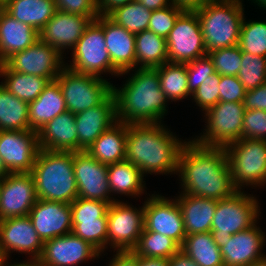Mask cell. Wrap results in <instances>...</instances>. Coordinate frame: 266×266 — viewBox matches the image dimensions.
<instances>
[{"label":"cell","instance_id":"1","mask_svg":"<svg viewBox=\"0 0 266 266\" xmlns=\"http://www.w3.org/2000/svg\"><path fill=\"white\" fill-rule=\"evenodd\" d=\"M188 140L178 156L176 174L181 178V193L218 201L231 197L237 190L225 149Z\"/></svg>","mask_w":266,"mask_h":266},{"label":"cell","instance_id":"2","mask_svg":"<svg viewBox=\"0 0 266 266\" xmlns=\"http://www.w3.org/2000/svg\"><path fill=\"white\" fill-rule=\"evenodd\" d=\"M168 130L162 123L127 124L126 160L145 176L176 174L186 141Z\"/></svg>","mask_w":266,"mask_h":266},{"label":"cell","instance_id":"3","mask_svg":"<svg viewBox=\"0 0 266 266\" xmlns=\"http://www.w3.org/2000/svg\"><path fill=\"white\" fill-rule=\"evenodd\" d=\"M112 92L118 122L161 123L168 112L169 100L161 90L157 68H136L122 87L112 85Z\"/></svg>","mask_w":266,"mask_h":266},{"label":"cell","instance_id":"4","mask_svg":"<svg viewBox=\"0 0 266 266\" xmlns=\"http://www.w3.org/2000/svg\"><path fill=\"white\" fill-rule=\"evenodd\" d=\"M74 152L39 150L31 174L38 199L71 204L78 198Z\"/></svg>","mask_w":266,"mask_h":266},{"label":"cell","instance_id":"5","mask_svg":"<svg viewBox=\"0 0 266 266\" xmlns=\"http://www.w3.org/2000/svg\"><path fill=\"white\" fill-rule=\"evenodd\" d=\"M243 0H211L196 10L207 54L238 45L244 20Z\"/></svg>","mask_w":266,"mask_h":266},{"label":"cell","instance_id":"6","mask_svg":"<svg viewBox=\"0 0 266 266\" xmlns=\"http://www.w3.org/2000/svg\"><path fill=\"white\" fill-rule=\"evenodd\" d=\"M259 213L257 198L244 191H236L231 197L217 201L210 230L214 242L221 247L231 235L251 228L260 219Z\"/></svg>","mask_w":266,"mask_h":266},{"label":"cell","instance_id":"7","mask_svg":"<svg viewBox=\"0 0 266 266\" xmlns=\"http://www.w3.org/2000/svg\"><path fill=\"white\" fill-rule=\"evenodd\" d=\"M224 149L237 191L266 184V140L238 139Z\"/></svg>","mask_w":266,"mask_h":266},{"label":"cell","instance_id":"8","mask_svg":"<svg viewBox=\"0 0 266 266\" xmlns=\"http://www.w3.org/2000/svg\"><path fill=\"white\" fill-rule=\"evenodd\" d=\"M71 51L72 61H69L70 65L65 64V67L72 71L100 78L104 77L101 76L104 72L117 77L121 74L113 66L107 51L103 32V14L90 23Z\"/></svg>","mask_w":266,"mask_h":266},{"label":"cell","instance_id":"9","mask_svg":"<svg viewBox=\"0 0 266 266\" xmlns=\"http://www.w3.org/2000/svg\"><path fill=\"white\" fill-rule=\"evenodd\" d=\"M246 108L243 102H221L204 113L206 127L193 140L204 146L223 147L242 139Z\"/></svg>","mask_w":266,"mask_h":266},{"label":"cell","instance_id":"10","mask_svg":"<svg viewBox=\"0 0 266 266\" xmlns=\"http://www.w3.org/2000/svg\"><path fill=\"white\" fill-rule=\"evenodd\" d=\"M62 90L67 111L73 114L99 105L111 92L107 78L77 73L64 67L55 79Z\"/></svg>","mask_w":266,"mask_h":266},{"label":"cell","instance_id":"11","mask_svg":"<svg viewBox=\"0 0 266 266\" xmlns=\"http://www.w3.org/2000/svg\"><path fill=\"white\" fill-rule=\"evenodd\" d=\"M142 207V208H141ZM139 209L116 200L107 211V247L114 252L132 251L144 230V204Z\"/></svg>","mask_w":266,"mask_h":266},{"label":"cell","instance_id":"12","mask_svg":"<svg viewBox=\"0 0 266 266\" xmlns=\"http://www.w3.org/2000/svg\"><path fill=\"white\" fill-rule=\"evenodd\" d=\"M166 42L168 62L186 64L207 56L196 11H183L178 16Z\"/></svg>","mask_w":266,"mask_h":266},{"label":"cell","instance_id":"13","mask_svg":"<svg viewBox=\"0 0 266 266\" xmlns=\"http://www.w3.org/2000/svg\"><path fill=\"white\" fill-rule=\"evenodd\" d=\"M110 203L78 197L70 204L72 233L92 245L101 255L107 248V211Z\"/></svg>","mask_w":266,"mask_h":266},{"label":"cell","instance_id":"14","mask_svg":"<svg viewBox=\"0 0 266 266\" xmlns=\"http://www.w3.org/2000/svg\"><path fill=\"white\" fill-rule=\"evenodd\" d=\"M63 55L40 39L23 51L10 56L4 63L15 72L38 75L54 81L65 67Z\"/></svg>","mask_w":266,"mask_h":266},{"label":"cell","instance_id":"15","mask_svg":"<svg viewBox=\"0 0 266 266\" xmlns=\"http://www.w3.org/2000/svg\"><path fill=\"white\" fill-rule=\"evenodd\" d=\"M144 201V230L158 232L182 246L186 232L176 199L152 194Z\"/></svg>","mask_w":266,"mask_h":266},{"label":"cell","instance_id":"16","mask_svg":"<svg viewBox=\"0 0 266 266\" xmlns=\"http://www.w3.org/2000/svg\"><path fill=\"white\" fill-rule=\"evenodd\" d=\"M39 150L37 131H0V157L9 173H31Z\"/></svg>","mask_w":266,"mask_h":266},{"label":"cell","instance_id":"17","mask_svg":"<svg viewBox=\"0 0 266 266\" xmlns=\"http://www.w3.org/2000/svg\"><path fill=\"white\" fill-rule=\"evenodd\" d=\"M43 245L28 215L0 220V250L7 261L12 252L28 253V260L37 261Z\"/></svg>","mask_w":266,"mask_h":266},{"label":"cell","instance_id":"18","mask_svg":"<svg viewBox=\"0 0 266 266\" xmlns=\"http://www.w3.org/2000/svg\"><path fill=\"white\" fill-rule=\"evenodd\" d=\"M74 175L78 197L113 203L118 200L111 196L107 171L108 165L100 163L86 151L74 152Z\"/></svg>","mask_w":266,"mask_h":266},{"label":"cell","instance_id":"19","mask_svg":"<svg viewBox=\"0 0 266 266\" xmlns=\"http://www.w3.org/2000/svg\"><path fill=\"white\" fill-rule=\"evenodd\" d=\"M37 200L31 173H9L2 179L0 220L27 216Z\"/></svg>","mask_w":266,"mask_h":266},{"label":"cell","instance_id":"20","mask_svg":"<svg viewBox=\"0 0 266 266\" xmlns=\"http://www.w3.org/2000/svg\"><path fill=\"white\" fill-rule=\"evenodd\" d=\"M102 256L92 245L69 233L44 241L43 251L37 262L41 266H77Z\"/></svg>","mask_w":266,"mask_h":266},{"label":"cell","instance_id":"21","mask_svg":"<svg viewBox=\"0 0 266 266\" xmlns=\"http://www.w3.org/2000/svg\"><path fill=\"white\" fill-rule=\"evenodd\" d=\"M92 21L91 17L56 10L39 31V39L63 55L76 45Z\"/></svg>","mask_w":266,"mask_h":266},{"label":"cell","instance_id":"22","mask_svg":"<svg viewBox=\"0 0 266 266\" xmlns=\"http://www.w3.org/2000/svg\"><path fill=\"white\" fill-rule=\"evenodd\" d=\"M257 224L256 222L251 228L231 235L219 247L224 266H249L266 256L262 253L266 235Z\"/></svg>","mask_w":266,"mask_h":266},{"label":"cell","instance_id":"23","mask_svg":"<svg viewBox=\"0 0 266 266\" xmlns=\"http://www.w3.org/2000/svg\"><path fill=\"white\" fill-rule=\"evenodd\" d=\"M28 216L43 242L72 233L70 204L38 199Z\"/></svg>","mask_w":266,"mask_h":266},{"label":"cell","instance_id":"24","mask_svg":"<svg viewBox=\"0 0 266 266\" xmlns=\"http://www.w3.org/2000/svg\"><path fill=\"white\" fill-rule=\"evenodd\" d=\"M116 119V102L111 92L99 105L75 114L78 152L86 151Z\"/></svg>","mask_w":266,"mask_h":266},{"label":"cell","instance_id":"25","mask_svg":"<svg viewBox=\"0 0 266 266\" xmlns=\"http://www.w3.org/2000/svg\"><path fill=\"white\" fill-rule=\"evenodd\" d=\"M103 32L107 51L113 66L121 73L128 75L136 69L135 34L118 25L103 14Z\"/></svg>","mask_w":266,"mask_h":266},{"label":"cell","instance_id":"26","mask_svg":"<svg viewBox=\"0 0 266 266\" xmlns=\"http://www.w3.org/2000/svg\"><path fill=\"white\" fill-rule=\"evenodd\" d=\"M38 143L44 150L78 152L75 114L66 111L47 122L38 131Z\"/></svg>","mask_w":266,"mask_h":266},{"label":"cell","instance_id":"27","mask_svg":"<svg viewBox=\"0 0 266 266\" xmlns=\"http://www.w3.org/2000/svg\"><path fill=\"white\" fill-rule=\"evenodd\" d=\"M39 40V32L0 7V64Z\"/></svg>","mask_w":266,"mask_h":266},{"label":"cell","instance_id":"28","mask_svg":"<svg viewBox=\"0 0 266 266\" xmlns=\"http://www.w3.org/2000/svg\"><path fill=\"white\" fill-rule=\"evenodd\" d=\"M175 199L182 212L186 235L210 232L218 200L185 193Z\"/></svg>","mask_w":266,"mask_h":266},{"label":"cell","instance_id":"29","mask_svg":"<svg viewBox=\"0 0 266 266\" xmlns=\"http://www.w3.org/2000/svg\"><path fill=\"white\" fill-rule=\"evenodd\" d=\"M66 111L59 83L50 81L37 99L29 103V129L38 132L47 122Z\"/></svg>","mask_w":266,"mask_h":266},{"label":"cell","instance_id":"30","mask_svg":"<svg viewBox=\"0 0 266 266\" xmlns=\"http://www.w3.org/2000/svg\"><path fill=\"white\" fill-rule=\"evenodd\" d=\"M127 124L115 122L95 140L86 152L105 165L126 159Z\"/></svg>","mask_w":266,"mask_h":266},{"label":"cell","instance_id":"31","mask_svg":"<svg viewBox=\"0 0 266 266\" xmlns=\"http://www.w3.org/2000/svg\"><path fill=\"white\" fill-rule=\"evenodd\" d=\"M2 8L13 18L38 32L56 12L54 0H7Z\"/></svg>","mask_w":266,"mask_h":266},{"label":"cell","instance_id":"32","mask_svg":"<svg viewBox=\"0 0 266 266\" xmlns=\"http://www.w3.org/2000/svg\"><path fill=\"white\" fill-rule=\"evenodd\" d=\"M107 177L111 195L139 197L144 194L145 175L131 162L126 159L108 165ZM114 193V194H113Z\"/></svg>","mask_w":266,"mask_h":266},{"label":"cell","instance_id":"33","mask_svg":"<svg viewBox=\"0 0 266 266\" xmlns=\"http://www.w3.org/2000/svg\"><path fill=\"white\" fill-rule=\"evenodd\" d=\"M0 84L14 96L27 103L37 99L49 81L38 75L12 71L5 63L0 64Z\"/></svg>","mask_w":266,"mask_h":266},{"label":"cell","instance_id":"34","mask_svg":"<svg viewBox=\"0 0 266 266\" xmlns=\"http://www.w3.org/2000/svg\"><path fill=\"white\" fill-rule=\"evenodd\" d=\"M136 68H157L168 62L166 38L150 30L135 34Z\"/></svg>","mask_w":266,"mask_h":266},{"label":"cell","instance_id":"35","mask_svg":"<svg viewBox=\"0 0 266 266\" xmlns=\"http://www.w3.org/2000/svg\"><path fill=\"white\" fill-rule=\"evenodd\" d=\"M180 249L199 266H224L220 248L211 232L186 235Z\"/></svg>","mask_w":266,"mask_h":266},{"label":"cell","instance_id":"36","mask_svg":"<svg viewBox=\"0 0 266 266\" xmlns=\"http://www.w3.org/2000/svg\"><path fill=\"white\" fill-rule=\"evenodd\" d=\"M29 130V103L0 84V131Z\"/></svg>","mask_w":266,"mask_h":266},{"label":"cell","instance_id":"37","mask_svg":"<svg viewBox=\"0 0 266 266\" xmlns=\"http://www.w3.org/2000/svg\"><path fill=\"white\" fill-rule=\"evenodd\" d=\"M161 90L171 102L191 97L188 89V77L185 63L165 62L157 67Z\"/></svg>","mask_w":266,"mask_h":266},{"label":"cell","instance_id":"38","mask_svg":"<svg viewBox=\"0 0 266 266\" xmlns=\"http://www.w3.org/2000/svg\"><path fill=\"white\" fill-rule=\"evenodd\" d=\"M152 10L134 0L113 8L107 16L127 31L137 34L148 29Z\"/></svg>","mask_w":266,"mask_h":266},{"label":"cell","instance_id":"39","mask_svg":"<svg viewBox=\"0 0 266 266\" xmlns=\"http://www.w3.org/2000/svg\"><path fill=\"white\" fill-rule=\"evenodd\" d=\"M180 246L170 237L158 232L143 230L136 247L132 250L135 255L148 258H171Z\"/></svg>","mask_w":266,"mask_h":266},{"label":"cell","instance_id":"40","mask_svg":"<svg viewBox=\"0 0 266 266\" xmlns=\"http://www.w3.org/2000/svg\"><path fill=\"white\" fill-rule=\"evenodd\" d=\"M241 26L238 46L242 52L266 57V21H246Z\"/></svg>","mask_w":266,"mask_h":266},{"label":"cell","instance_id":"41","mask_svg":"<svg viewBox=\"0 0 266 266\" xmlns=\"http://www.w3.org/2000/svg\"><path fill=\"white\" fill-rule=\"evenodd\" d=\"M241 64L237 77L246 91L266 82V57L242 52Z\"/></svg>","mask_w":266,"mask_h":266},{"label":"cell","instance_id":"42","mask_svg":"<svg viewBox=\"0 0 266 266\" xmlns=\"http://www.w3.org/2000/svg\"><path fill=\"white\" fill-rule=\"evenodd\" d=\"M220 76H237L242 65V50L238 45L217 49L207 54Z\"/></svg>","mask_w":266,"mask_h":266},{"label":"cell","instance_id":"43","mask_svg":"<svg viewBox=\"0 0 266 266\" xmlns=\"http://www.w3.org/2000/svg\"><path fill=\"white\" fill-rule=\"evenodd\" d=\"M221 76L214 73L212 76L207 77L198 89L191 94V98L205 113L207 110L215 106L219 102V83Z\"/></svg>","mask_w":266,"mask_h":266},{"label":"cell","instance_id":"44","mask_svg":"<svg viewBox=\"0 0 266 266\" xmlns=\"http://www.w3.org/2000/svg\"><path fill=\"white\" fill-rule=\"evenodd\" d=\"M183 12L180 8L171 4L166 8L153 10L150 16L148 30L156 35L167 38L178 16Z\"/></svg>","mask_w":266,"mask_h":266},{"label":"cell","instance_id":"45","mask_svg":"<svg viewBox=\"0 0 266 266\" xmlns=\"http://www.w3.org/2000/svg\"><path fill=\"white\" fill-rule=\"evenodd\" d=\"M186 69L190 94H193L207 77L216 73L213 61L208 55L186 63Z\"/></svg>","mask_w":266,"mask_h":266},{"label":"cell","instance_id":"46","mask_svg":"<svg viewBox=\"0 0 266 266\" xmlns=\"http://www.w3.org/2000/svg\"><path fill=\"white\" fill-rule=\"evenodd\" d=\"M242 139L266 140V111L245 110Z\"/></svg>","mask_w":266,"mask_h":266},{"label":"cell","instance_id":"47","mask_svg":"<svg viewBox=\"0 0 266 266\" xmlns=\"http://www.w3.org/2000/svg\"><path fill=\"white\" fill-rule=\"evenodd\" d=\"M56 10L91 17L95 20L101 13L98 0H54Z\"/></svg>","mask_w":266,"mask_h":266},{"label":"cell","instance_id":"48","mask_svg":"<svg viewBox=\"0 0 266 266\" xmlns=\"http://www.w3.org/2000/svg\"><path fill=\"white\" fill-rule=\"evenodd\" d=\"M246 90L237 76H221L219 101L243 102Z\"/></svg>","mask_w":266,"mask_h":266},{"label":"cell","instance_id":"49","mask_svg":"<svg viewBox=\"0 0 266 266\" xmlns=\"http://www.w3.org/2000/svg\"><path fill=\"white\" fill-rule=\"evenodd\" d=\"M243 105L246 110L266 111V82L256 89L246 91Z\"/></svg>","mask_w":266,"mask_h":266},{"label":"cell","instance_id":"50","mask_svg":"<svg viewBox=\"0 0 266 266\" xmlns=\"http://www.w3.org/2000/svg\"><path fill=\"white\" fill-rule=\"evenodd\" d=\"M115 253L108 266H136V255L132 251Z\"/></svg>","mask_w":266,"mask_h":266},{"label":"cell","instance_id":"51","mask_svg":"<svg viewBox=\"0 0 266 266\" xmlns=\"http://www.w3.org/2000/svg\"><path fill=\"white\" fill-rule=\"evenodd\" d=\"M209 1L211 0H171V4L183 11H196Z\"/></svg>","mask_w":266,"mask_h":266},{"label":"cell","instance_id":"52","mask_svg":"<svg viewBox=\"0 0 266 266\" xmlns=\"http://www.w3.org/2000/svg\"><path fill=\"white\" fill-rule=\"evenodd\" d=\"M169 266H199L191 257L183 250L179 249L171 258H169Z\"/></svg>","mask_w":266,"mask_h":266},{"label":"cell","instance_id":"53","mask_svg":"<svg viewBox=\"0 0 266 266\" xmlns=\"http://www.w3.org/2000/svg\"><path fill=\"white\" fill-rule=\"evenodd\" d=\"M136 266H169V259L148 258L136 255Z\"/></svg>","mask_w":266,"mask_h":266},{"label":"cell","instance_id":"54","mask_svg":"<svg viewBox=\"0 0 266 266\" xmlns=\"http://www.w3.org/2000/svg\"><path fill=\"white\" fill-rule=\"evenodd\" d=\"M134 0H98L100 13L107 15L113 8L125 5Z\"/></svg>","mask_w":266,"mask_h":266},{"label":"cell","instance_id":"55","mask_svg":"<svg viewBox=\"0 0 266 266\" xmlns=\"http://www.w3.org/2000/svg\"><path fill=\"white\" fill-rule=\"evenodd\" d=\"M150 10H159L171 5V0H136Z\"/></svg>","mask_w":266,"mask_h":266},{"label":"cell","instance_id":"56","mask_svg":"<svg viewBox=\"0 0 266 266\" xmlns=\"http://www.w3.org/2000/svg\"><path fill=\"white\" fill-rule=\"evenodd\" d=\"M7 260L3 263L2 266H41L37 261H31V260H28V261H23L22 263H19V262H14L12 264V262L10 263H6Z\"/></svg>","mask_w":266,"mask_h":266},{"label":"cell","instance_id":"57","mask_svg":"<svg viewBox=\"0 0 266 266\" xmlns=\"http://www.w3.org/2000/svg\"><path fill=\"white\" fill-rule=\"evenodd\" d=\"M9 174L8 170L4 166V163L2 161V158L0 157V179H3Z\"/></svg>","mask_w":266,"mask_h":266},{"label":"cell","instance_id":"58","mask_svg":"<svg viewBox=\"0 0 266 266\" xmlns=\"http://www.w3.org/2000/svg\"><path fill=\"white\" fill-rule=\"evenodd\" d=\"M252 2L254 3V4H256L257 6H259L261 9H263V10H266V0H252Z\"/></svg>","mask_w":266,"mask_h":266},{"label":"cell","instance_id":"59","mask_svg":"<svg viewBox=\"0 0 266 266\" xmlns=\"http://www.w3.org/2000/svg\"><path fill=\"white\" fill-rule=\"evenodd\" d=\"M249 266H266V256L261 260L255 261L254 263L250 264Z\"/></svg>","mask_w":266,"mask_h":266},{"label":"cell","instance_id":"60","mask_svg":"<svg viewBox=\"0 0 266 266\" xmlns=\"http://www.w3.org/2000/svg\"><path fill=\"white\" fill-rule=\"evenodd\" d=\"M6 261L5 257L3 256L1 250H0V266L3 265V263Z\"/></svg>","mask_w":266,"mask_h":266},{"label":"cell","instance_id":"61","mask_svg":"<svg viewBox=\"0 0 266 266\" xmlns=\"http://www.w3.org/2000/svg\"><path fill=\"white\" fill-rule=\"evenodd\" d=\"M6 2L7 0H0V7H2Z\"/></svg>","mask_w":266,"mask_h":266},{"label":"cell","instance_id":"62","mask_svg":"<svg viewBox=\"0 0 266 266\" xmlns=\"http://www.w3.org/2000/svg\"><path fill=\"white\" fill-rule=\"evenodd\" d=\"M2 179H0V195H1Z\"/></svg>","mask_w":266,"mask_h":266}]
</instances>
